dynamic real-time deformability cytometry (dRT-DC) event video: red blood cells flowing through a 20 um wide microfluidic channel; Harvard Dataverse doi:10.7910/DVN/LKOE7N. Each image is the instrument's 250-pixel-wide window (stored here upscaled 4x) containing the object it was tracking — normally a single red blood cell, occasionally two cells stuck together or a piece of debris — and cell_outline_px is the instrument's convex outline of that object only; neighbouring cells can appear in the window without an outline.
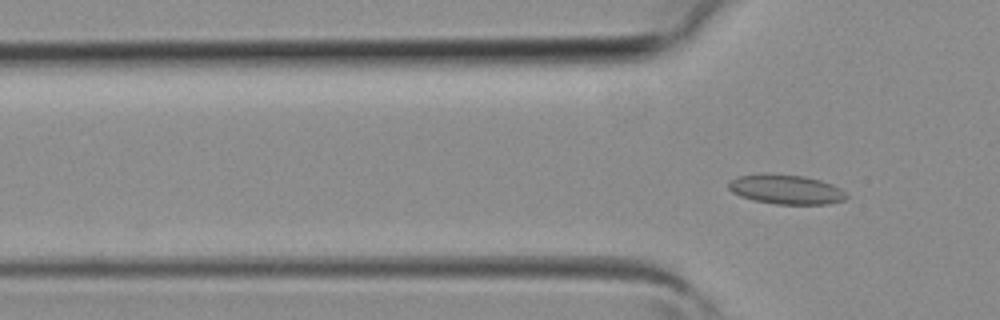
{"species": "common noctule bat (a hibernating species)", "species_latin": "Nyctalus noctula", "temperature_condition": "room temperature", "stored_images_in_passage": 4, "camera_frame_rate_fps": 3000, "um_per_image_px": 0.085, "animal": {"sex": "female", "body_mass_g": 19.3, "forearm_length_mm": 54.1}, "frame": {"image": 1, "passage_image": 4, "time_ms": 1.0, "image_size_px": [1000, 320], "cell_outline_px": [[848, 200], [828, 204], [776, 204], [756, 200], [740, 196], [732, 192], [728, 188], [728, 184], [736, 176], [764, 172], [804, 176], [820, 180], [832, 184], [840, 188], [848, 196]], "centroid_in_image_um": [66.82, 16.08], "position_along_channel_um": 59.0, "area_um2": 20.52}}